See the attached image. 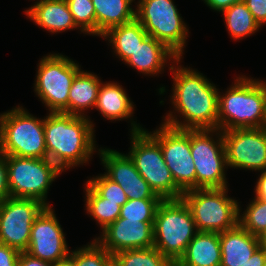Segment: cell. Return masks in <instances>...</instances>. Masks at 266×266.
Returning <instances> with one entry per match:
<instances>
[{
  "instance_id": "obj_41",
  "label": "cell",
  "mask_w": 266,
  "mask_h": 266,
  "mask_svg": "<svg viewBox=\"0 0 266 266\" xmlns=\"http://www.w3.org/2000/svg\"><path fill=\"white\" fill-rule=\"evenodd\" d=\"M54 266H76V262L70 255H68L66 258L55 263Z\"/></svg>"
},
{
  "instance_id": "obj_3",
  "label": "cell",
  "mask_w": 266,
  "mask_h": 266,
  "mask_svg": "<svg viewBox=\"0 0 266 266\" xmlns=\"http://www.w3.org/2000/svg\"><path fill=\"white\" fill-rule=\"evenodd\" d=\"M266 127L265 81L239 76L218 94V129L221 131Z\"/></svg>"
},
{
  "instance_id": "obj_6",
  "label": "cell",
  "mask_w": 266,
  "mask_h": 266,
  "mask_svg": "<svg viewBox=\"0 0 266 266\" xmlns=\"http://www.w3.org/2000/svg\"><path fill=\"white\" fill-rule=\"evenodd\" d=\"M227 193L228 187L183 193L182 199L191 210L197 231L222 233L238 225L239 203Z\"/></svg>"
},
{
  "instance_id": "obj_23",
  "label": "cell",
  "mask_w": 266,
  "mask_h": 266,
  "mask_svg": "<svg viewBox=\"0 0 266 266\" xmlns=\"http://www.w3.org/2000/svg\"><path fill=\"white\" fill-rule=\"evenodd\" d=\"M101 83V79L96 74L81 69L70 87L68 114L88 116L84 112L95 107Z\"/></svg>"
},
{
  "instance_id": "obj_38",
  "label": "cell",
  "mask_w": 266,
  "mask_h": 266,
  "mask_svg": "<svg viewBox=\"0 0 266 266\" xmlns=\"http://www.w3.org/2000/svg\"><path fill=\"white\" fill-rule=\"evenodd\" d=\"M241 266H266V251L259 246L251 258Z\"/></svg>"
},
{
  "instance_id": "obj_22",
  "label": "cell",
  "mask_w": 266,
  "mask_h": 266,
  "mask_svg": "<svg viewBox=\"0 0 266 266\" xmlns=\"http://www.w3.org/2000/svg\"><path fill=\"white\" fill-rule=\"evenodd\" d=\"M219 233L198 231L175 266H220Z\"/></svg>"
},
{
  "instance_id": "obj_17",
  "label": "cell",
  "mask_w": 266,
  "mask_h": 266,
  "mask_svg": "<svg viewBox=\"0 0 266 266\" xmlns=\"http://www.w3.org/2000/svg\"><path fill=\"white\" fill-rule=\"evenodd\" d=\"M154 222L117 218L95 239L112 255L132 249H145L154 246Z\"/></svg>"
},
{
  "instance_id": "obj_27",
  "label": "cell",
  "mask_w": 266,
  "mask_h": 266,
  "mask_svg": "<svg viewBox=\"0 0 266 266\" xmlns=\"http://www.w3.org/2000/svg\"><path fill=\"white\" fill-rule=\"evenodd\" d=\"M84 191L85 210L92 219L96 220L102 231L120 217L121 206L119 202L107 201V199L100 197L87 183Z\"/></svg>"
},
{
  "instance_id": "obj_15",
  "label": "cell",
  "mask_w": 266,
  "mask_h": 266,
  "mask_svg": "<svg viewBox=\"0 0 266 266\" xmlns=\"http://www.w3.org/2000/svg\"><path fill=\"white\" fill-rule=\"evenodd\" d=\"M70 252L53 207H45L32 224L26 253L55 264L70 255Z\"/></svg>"
},
{
  "instance_id": "obj_7",
  "label": "cell",
  "mask_w": 266,
  "mask_h": 266,
  "mask_svg": "<svg viewBox=\"0 0 266 266\" xmlns=\"http://www.w3.org/2000/svg\"><path fill=\"white\" fill-rule=\"evenodd\" d=\"M129 157L139 174L163 200L181 199L183 191L176 185L167 167L160 144L146 129L131 132Z\"/></svg>"
},
{
  "instance_id": "obj_26",
  "label": "cell",
  "mask_w": 266,
  "mask_h": 266,
  "mask_svg": "<svg viewBox=\"0 0 266 266\" xmlns=\"http://www.w3.org/2000/svg\"><path fill=\"white\" fill-rule=\"evenodd\" d=\"M221 13L233 40H242L261 28L244 2L235 3Z\"/></svg>"
},
{
  "instance_id": "obj_28",
  "label": "cell",
  "mask_w": 266,
  "mask_h": 266,
  "mask_svg": "<svg viewBox=\"0 0 266 266\" xmlns=\"http://www.w3.org/2000/svg\"><path fill=\"white\" fill-rule=\"evenodd\" d=\"M115 266H175L154 246L145 249L124 250L113 255Z\"/></svg>"
},
{
  "instance_id": "obj_10",
  "label": "cell",
  "mask_w": 266,
  "mask_h": 266,
  "mask_svg": "<svg viewBox=\"0 0 266 266\" xmlns=\"http://www.w3.org/2000/svg\"><path fill=\"white\" fill-rule=\"evenodd\" d=\"M10 197L35 199L46 207L47 193L62 171L48 158H28L6 155Z\"/></svg>"
},
{
  "instance_id": "obj_18",
  "label": "cell",
  "mask_w": 266,
  "mask_h": 266,
  "mask_svg": "<svg viewBox=\"0 0 266 266\" xmlns=\"http://www.w3.org/2000/svg\"><path fill=\"white\" fill-rule=\"evenodd\" d=\"M133 104V101L127 96L123 86L119 85L117 82L110 81L101 83L94 108L97 109L104 118L111 121L128 120V118H130L131 129L129 130H131V133L145 129L132 119L134 113Z\"/></svg>"
},
{
  "instance_id": "obj_19",
  "label": "cell",
  "mask_w": 266,
  "mask_h": 266,
  "mask_svg": "<svg viewBox=\"0 0 266 266\" xmlns=\"http://www.w3.org/2000/svg\"><path fill=\"white\" fill-rule=\"evenodd\" d=\"M178 58L162 42L148 36L124 63L144 75L157 76L163 73L165 65L170 66L169 64L174 63ZM168 60L173 62H168Z\"/></svg>"
},
{
  "instance_id": "obj_30",
  "label": "cell",
  "mask_w": 266,
  "mask_h": 266,
  "mask_svg": "<svg viewBox=\"0 0 266 266\" xmlns=\"http://www.w3.org/2000/svg\"><path fill=\"white\" fill-rule=\"evenodd\" d=\"M70 256L76 266H113L114 258L96 239L89 244L72 250Z\"/></svg>"
},
{
  "instance_id": "obj_31",
  "label": "cell",
  "mask_w": 266,
  "mask_h": 266,
  "mask_svg": "<svg viewBox=\"0 0 266 266\" xmlns=\"http://www.w3.org/2000/svg\"><path fill=\"white\" fill-rule=\"evenodd\" d=\"M66 2L81 33L96 36V15L92 0H66Z\"/></svg>"
},
{
  "instance_id": "obj_37",
  "label": "cell",
  "mask_w": 266,
  "mask_h": 266,
  "mask_svg": "<svg viewBox=\"0 0 266 266\" xmlns=\"http://www.w3.org/2000/svg\"><path fill=\"white\" fill-rule=\"evenodd\" d=\"M18 266H54V264L34 258L26 252H20Z\"/></svg>"
},
{
  "instance_id": "obj_35",
  "label": "cell",
  "mask_w": 266,
  "mask_h": 266,
  "mask_svg": "<svg viewBox=\"0 0 266 266\" xmlns=\"http://www.w3.org/2000/svg\"><path fill=\"white\" fill-rule=\"evenodd\" d=\"M20 252L5 244H0V266H18Z\"/></svg>"
},
{
  "instance_id": "obj_42",
  "label": "cell",
  "mask_w": 266,
  "mask_h": 266,
  "mask_svg": "<svg viewBox=\"0 0 266 266\" xmlns=\"http://www.w3.org/2000/svg\"><path fill=\"white\" fill-rule=\"evenodd\" d=\"M260 246L266 251V231L259 236Z\"/></svg>"
},
{
  "instance_id": "obj_8",
  "label": "cell",
  "mask_w": 266,
  "mask_h": 266,
  "mask_svg": "<svg viewBox=\"0 0 266 266\" xmlns=\"http://www.w3.org/2000/svg\"><path fill=\"white\" fill-rule=\"evenodd\" d=\"M135 18L151 37L182 58L188 28L173 0H138Z\"/></svg>"
},
{
  "instance_id": "obj_9",
  "label": "cell",
  "mask_w": 266,
  "mask_h": 266,
  "mask_svg": "<svg viewBox=\"0 0 266 266\" xmlns=\"http://www.w3.org/2000/svg\"><path fill=\"white\" fill-rule=\"evenodd\" d=\"M37 67L34 92L49 113L68 114L70 87L81 66L63 54L50 53L41 58Z\"/></svg>"
},
{
  "instance_id": "obj_5",
  "label": "cell",
  "mask_w": 266,
  "mask_h": 266,
  "mask_svg": "<svg viewBox=\"0 0 266 266\" xmlns=\"http://www.w3.org/2000/svg\"><path fill=\"white\" fill-rule=\"evenodd\" d=\"M0 152L17 157L47 158L44 119L19 105L1 113Z\"/></svg>"
},
{
  "instance_id": "obj_34",
  "label": "cell",
  "mask_w": 266,
  "mask_h": 266,
  "mask_svg": "<svg viewBox=\"0 0 266 266\" xmlns=\"http://www.w3.org/2000/svg\"><path fill=\"white\" fill-rule=\"evenodd\" d=\"M249 11L260 27L266 24V0H244Z\"/></svg>"
},
{
  "instance_id": "obj_14",
  "label": "cell",
  "mask_w": 266,
  "mask_h": 266,
  "mask_svg": "<svg viewBox=\"0 0 266 266\" xmlns=\"http://www.w3.org/2000/svg\"><path fill=\"white\" fill-rule=\"evenodd\" d=\"M227 167L266 170V127L222 131Z\"/></svg>"
},
{
  "instance_id": "obj_11",
  "label": "cell",
  "mask_w": 266,
  "mask_h": 266,
  "mask_svg": "<svg viewBox=\"0 0 266 266\" xmlns=\"http://www.w3.org/2000/svg\"><path fill=\"white\" fill-rule=\"evenodd\" d=\"M190 148L195 164L196 189L228 187L225 173V168L228 167L222 131L190 130Z\"/></svg>"
},
{
  "instance_id": "obj_25",
  "label": "cell",
  "mask_w": 266,
  "mask_h": 266,
  "mask_svg": "<svg viewBox=\"0 0 266 266\" xmlns=\"http://www.w3.org/2000/svg\"><path fill=\"white\" fill-rule=\"evenodd\" d=\"M149 35L135 18L133 21L108 30L101 37L111 44L115 56L125 62Z\"/></svg>"
},
{
  "instance_id": "obj_4",
  "label": "cell",
  "mask_w": 266,
  "mask_h": 266,
  "mask_svg": "<svg viewBox=\"0 0 266 266\" xmlns=\"http://www.w3.org/2000/svg\"><path fill=\"white\" fill-rule=\"evenodd\" d=\"M197 232L191 210L182 198L159 204L153 224L154 247L174 264Z\"/></svg>"
},
{
  "instance_id": "obj_12",
  "label": "cell",
  "mask_w": 266,
  "mask_h": 266,
  "mask_svg": "<svg viewBox=\"0 0 266 266\" xmlns=\"http://www.w3.org/2000/svg\"><path fill=\"white\" fill-rule=\"evenodd\" d=\"M153 132V133H152ZM148 133L160 144L164 161L176 185L186 192L196 189V171L190 148V130L165 124Z\"/></svg>"
},
{
  "instance_id": "obj_39",
  "label": "cell",
  "mask_w": 266,
  "mask_h": 266,
  "mask_svg": "<svg viewBox=\"0 0 266 266\" xmlns=\"http://www.w3.org/2000/svg\"><path fill=\"white\" fill-rule=\"evenodd\" d=\"M204 3L212 10L217 12H222L223 10L229 8L231 5L244 0H202Z\"/></svg>"
},
{
  "instance_id": "obj_16",
  "label": "cell",
  "mask_w": 266,
  "mask_h": 266,
  "mask_svg": "<svg viewBox=\"0 0 266 266\" xmlns=\"http://www.w3.org/2000/svg\"><path fill=\"white\" fill-rule=\"evenodd\" d=\"M98 151L101 163L106 169L104 174L122 187L128 200L162 199L139 174L128 154L102 147Z\"/></svg>"
},
{
  "instance_id": "obj_1",
  "label": "cell",
  "mask_w": 266,
  "mask_h": 266,
  "mask_svg": "<svg viewBox=\"0 0 266 266\" xmlns=\"http://www.w3.org/2000/svg\"><path fill=\"white\" fill-rule=\"evenodd\" d=\"M180 62L178 58L168 67L173 74L170 102L174 110L163 117L162 123L182 130L218 129L219 90L202 73L182 67Z\"/></svg>"
},
{
  "instance_id": "obj_20",
  "label": "cell",
  "mask_w": 266,
  "mask_h": 266,
  "mask_svg": "<svg viewBox=\"0 0 266 266\" xmlns=\"http://www.w3.org/2000/svg\"><path fill=\"white\" fill-rule=\"evenodd\" d=\"M25 13L36 25L53 34L78 28L66 0H38Z\"/></svg>"
},
{
  "instance_id": "obj_2",
  "label": "cell",
  "mask_w": 266,
  "mask_h": 266,
  "mask_svg": "<svg viewBox=\"0 0 266 266\" xmlns=\"http://www.w3.org/2000/svg\"><path fill=\"white\" fill-rule=\"evenodd\" d=\"M44 117L47 158L62 172L88 163L96 151L95 128L88 116L61 112Z\"/></svg>"
},
{
  "instance_id": "obj_40",
  "label": "cell",
  "mask_w": 266,
  "mask_h": 266,
  "mask_svg": "<svg viewBox=\"0 0 266 266\" xmlns=\"http://www.w3.org/2000/svg\"><path fill=\"white\" fill-rule=\"evenodd\" d=\"M255 197L266 202V170L260 171L255 186Z\"/></svg>"
},
{
  "instance_id": "obj_24",
  "label": "cell",
  "mask_w": 266,
  "mask_h": 266,
  "mask_svg": "<svg viewBox=\"0 0 266 266\" xmlns=\"http://www.w3.org/2000/svg\"><path fill=\"white\" fill-rule=\"evenodd\" d=\"M135 0H92L96 15V36L135 19ZM131 5V6H130Z\"/></svg>"
},
{
  "instance_id": "obj_29",
  "label": "cell",
  "mask_w": 266,
  "mask_h": 266,
  "mask_svg": "<svg viewBox=\"0 0 266 266\" xmlns=\"http://www.w3.org/2000/svg\"><path fill=\"white\" fill-rule=\"evenodd\" d=\"M239 205L238 224L252 235L259 237L266 231V202L254 197L243 214ZM241 214V215H240Z\"/></svg>"
},
{
  "instance_id": "obj_36",
  "label": "cell",
  "mask_w": 266,
  "mask_h": 266,
  "mask_svg": "<svg viewBox=\"0 0 266 266\" xmlns=\"http://www.w3.org/2000/svg\"><path fill=\"white\" fill-rule=\"evenodd\" d=\"M10 197L7 178L6 155L0 152V202Z\"/></svg>"
},
{
  "instance_id": "obj_33",
  "label": "cell",
  "mask_w": 266,
  "mask_h": 266,
  "mask_svg": "<svg viewBox=\"0 0 266 266\" xmlns=\"http://www.w3.org/2000/svg\"><path fill=\"white\" fill-rule=\"evenodd\" d=\"M100 197L107 199V201L119 202L122 206L127 202V195L122 187L109 179L105 174H100L88 179L86 182Z\"/></svg>"
},
{
  "instance_id": "obj_13",
  "label": "cell",
  "mask_w": 266,
  "mask_h": 266,
  "mask_svg": "<svg viewBox=\"0 0 266 266\" xmlns=\"http://www.w3.org/2000/svg\"><path fill=\"white\" fill-rule=\"evenodd\" d=\"M46 206L38 200L8 197L0 202V244L26 252L35 218Z\"/></svg>"
},
{
  "instance_id": "obj_32",
  "label": "cell",
  "mask_w": 266,
  "mask_h": 266,
  "mask_svg": "<svg viewBox=\"0 0 266 266\" xmlns=\"http://www.w3.org/2000/svg\"><path fill=\"white\" fill-rule=\"evenodd\" d=\"M163 199H132L121 206L120 218L154 222L159 204Z\"/></svg>"
},
{
  "instance_id": "obj_21",
  "label": "cell",
  "mask_w": 266,
  "mask_h": 266,
  "mask_svg": "<svg viewBox=\"0 0 266 266\" xmlns=\"http://www.w3.org/2000/svg\"><path fill=\"white\" fill-rule=\"evenodd\" d=\"M219 240L220 266H241L260 246L259 237L252 235L239 224L231 230L219 233Z\"/></svg>"
}]
</instances>
